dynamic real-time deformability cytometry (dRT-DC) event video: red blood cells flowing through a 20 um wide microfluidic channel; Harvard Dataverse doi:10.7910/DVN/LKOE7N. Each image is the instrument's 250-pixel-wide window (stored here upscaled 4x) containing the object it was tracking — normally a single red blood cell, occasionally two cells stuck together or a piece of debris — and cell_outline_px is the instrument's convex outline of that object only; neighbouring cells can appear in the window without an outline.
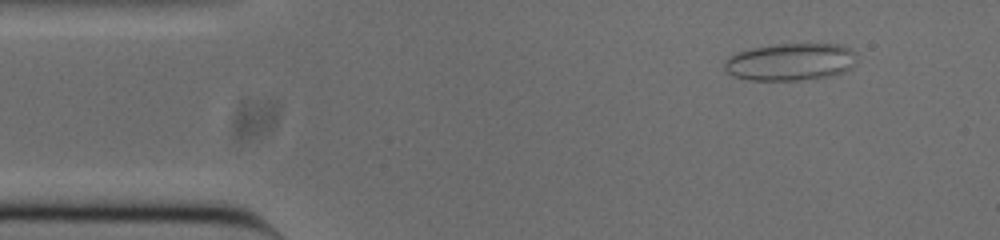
{"species": "common noctule bat (a hibernating species)", "species_latin": "Nyctalus noctula", "temperature_condition": "cold", "stored_images_in_passage": 53, "camera_frame_rate_fps": 3000, "um_per_image_px": 0.085, "animal": {"sex": "male", "body_mass_g": 20.0, "forearm_length_mm": 53.3}, "frame": {"image": 1, "passage_image": 5, "time_ms": 1.333, "image_size_px": [1000, 240], "cell_outline_px": [[852, 64], [844, 72], [832, 76], [796, 80], [748, 80], [732, 76], [724, 68], [724, 64], [736, 52], [752, 48], [780, 44], [836, 44], [848, 48], [852, 52]], "centroid_in_image_um": [67.12, 5.27], "position_along_channel_um": 17.9, "area_um2": 28.21}}
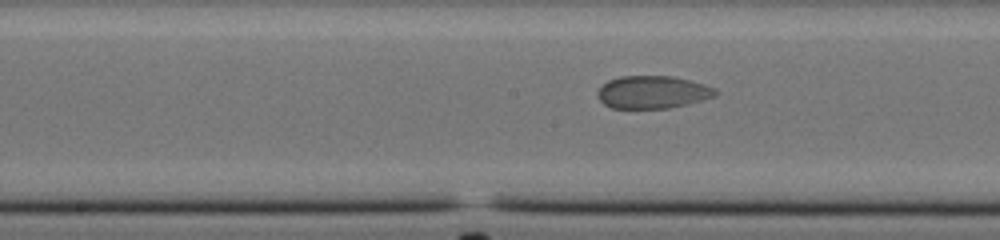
{"frame": {"image": 2, "passage_image": 25, "time_ms": 8.0, "image_size_px": [1000, 240], "cell_outline_px": [[716, 96], [688, 104], [668, 108], [612, 108], [604, 104], [600, 100], [596, 92], [608, 80], [620, 76], [672, 76], [704, 84], [716, 88]], "centroid_in_image_um": [55.47, 7.83], "position_along_channel_um": 192.7, "area_um2": 22.37}}
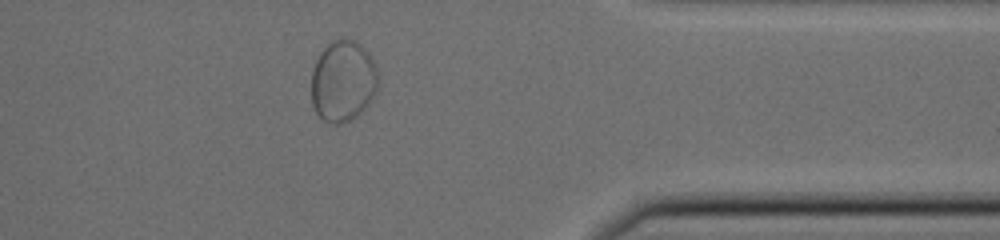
{"frame": {"image": 3, "passage_image": 42, "time_ms": 13.667, "image_size_px": [1000, 240], "cell_outline_px": [[376, 92], [368, 104], [356, 116], [340, 124], [332, 124], [324, 120], [316, 112], [312, 104], [312, 72], [316, 60], [320, 52], [332, 40], [340, 36], [352, 40], [360, 44], [368, 52], [376, 64]], "centroid_in_image_um": [29.14, 6.86], "position_along_channel_um": 382.3, "area_um2": 31.56}}